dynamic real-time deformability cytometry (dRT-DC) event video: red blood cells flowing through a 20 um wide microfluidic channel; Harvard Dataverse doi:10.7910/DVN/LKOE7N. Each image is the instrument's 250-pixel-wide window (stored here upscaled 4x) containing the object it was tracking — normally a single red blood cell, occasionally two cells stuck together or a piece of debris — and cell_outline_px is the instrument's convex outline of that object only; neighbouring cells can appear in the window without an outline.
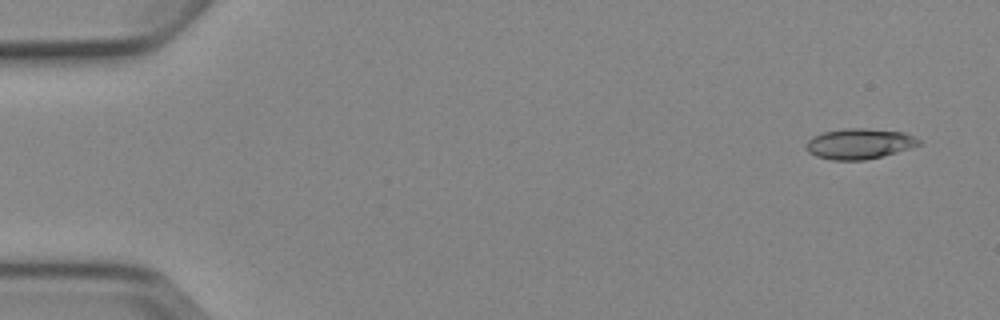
{"species": "Egyptian fruit bat (a non-hibernating species)", "species_latin": "Rousettus aegyptiacus", "temperature_condition": "cold", "stored_images_in_passage": 6, "camera_frame_rate_fps": 3000, "um_per_image_px": 0.085, "animal": {"sex": "female"}, "frame": {"image": 1, "passage_image": 1, "time_ms": 0.0, "image_size_px": [1000, 320], "cell_outline_px": [[920, 144], [896, 152], [864, 160], [832, 160], [816, 156], [808, 152], [804, 148], [804, 144], [812, 136], [824, 132], [844, 128], [864, 128], [904, 132], [920, 140]], "centroid_in_image_um": [72.97, 12.21], "position_along_channel_um": 12.0, "area_um2": 19.94}}
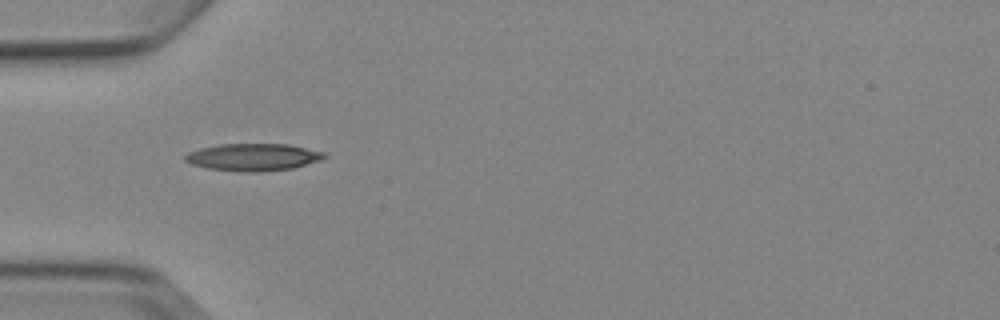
{"frame": {"image": 2, "passage_image": 5, "time_ms": 4.667, "image_size_px": [1000, 320], "cell_outline_px": [[328, 156], [324, 160], [292, 168], [256, 172], [240, 172], [208, 168], [192, 164], [184, 160], [184, 156], [188, 152], [200, 148], [220, 144], [288, 144], [324, 152]], "centroid_in_image_um": [21.54, 13.36], "position_along_channel_um": 63.5, "area_um2": 22.2}}
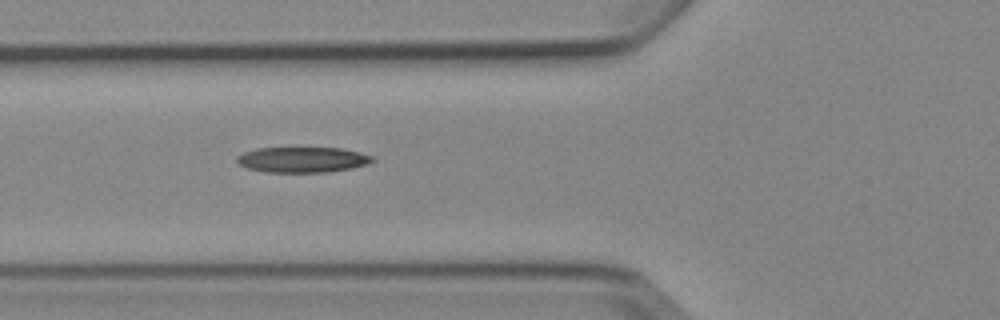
{"frame": {"image": 3, "passage_image": 6, "time_ms": 5.667, "image_size_px": [1000, 320], "cell_outline_px": [[376, 160], [368, 164], [352, 168], [328, 172], [268, 172], [248, 168], [240, 164], [236, 160], [236, 156], [244, 152], [256, 148], [340, 148], [360, 152], [372, 156]], "centroid_in_image_um": [25.73, 13.57], "position_along_channel_um": 100.1, "area_um2": 20.11}}